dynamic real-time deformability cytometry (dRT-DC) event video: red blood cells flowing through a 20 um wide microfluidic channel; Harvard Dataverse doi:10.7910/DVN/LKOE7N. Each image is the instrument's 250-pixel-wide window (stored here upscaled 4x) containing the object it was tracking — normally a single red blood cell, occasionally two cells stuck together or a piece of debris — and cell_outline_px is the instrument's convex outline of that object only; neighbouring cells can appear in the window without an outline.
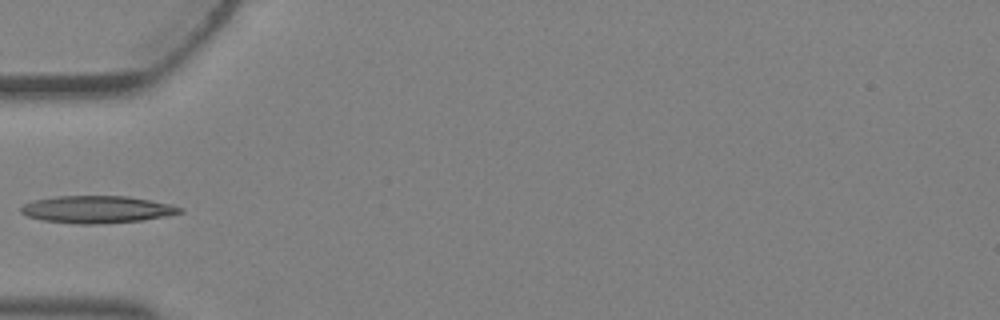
{"species": "Egyptian fruit bat (a non-hibernating species)", "species_latin": "Rousettus aegyptiacus", "temperature_condition": "warm", "stored_images_in_passage": 3, "camera_frame_rate_fps": 3000, "um_per_image_px": 0.085, "animal": {"sex": "female"}, "frame": {"image": 1, "passage_image": 3, "time_ms": 0.667, "image_size_px": [1000, 320], "cell_outline_px": [[184, 212], [164, 216], [140, 220], [104, 224], [80, 224], [44, 220], [28, 216], [20, 212], [20, 208], [24, 204], [32, 200], [56, 196], [128, 196], [168, 204], [184, 208]], "centroid_in_image_um": [8.22, 17.8], "position_along_channel_um": 76.8, "area_um2": 25.09}}